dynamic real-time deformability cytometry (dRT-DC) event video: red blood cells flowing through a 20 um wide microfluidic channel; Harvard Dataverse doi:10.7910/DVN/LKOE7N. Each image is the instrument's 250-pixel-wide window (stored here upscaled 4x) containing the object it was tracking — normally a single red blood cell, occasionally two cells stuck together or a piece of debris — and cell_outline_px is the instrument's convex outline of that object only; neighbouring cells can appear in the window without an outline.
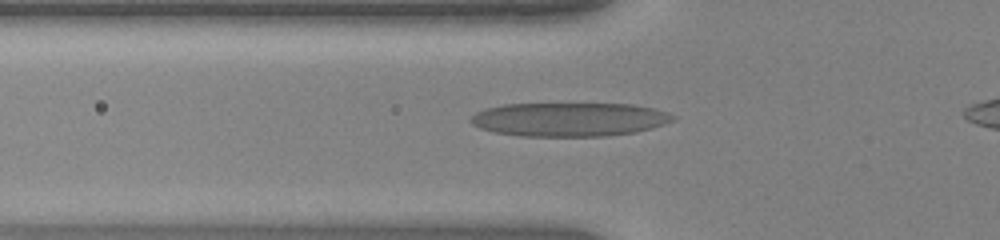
{"species": "human", "species_latin": "Homo sapiens", "temperature_condition": "warm", "stored_images_in_passage": 30, "camera_frame_rate_fps": 3000, "um_per_image_px": 0.085, "donor": {"sex": "female"}, "frame": {"image": 1, "passage_image": 2, "time_ms": 0.333, "image_size_px": [1000, 240], "cell_outline_px": [[676, 120], [652, 128], [636, 132], [608, 136], [520, 136], [492, 132], [480, 128], [472, 124], [468, 120], [476, 112], [488, 108], [504, 104], [632, 104], [652, 108], [668, 112], [676, 116]], "centroid_in_image_um": [48.4, 10.15], "position_along_channel_um": 77.4, "area_um2": 40.0}}
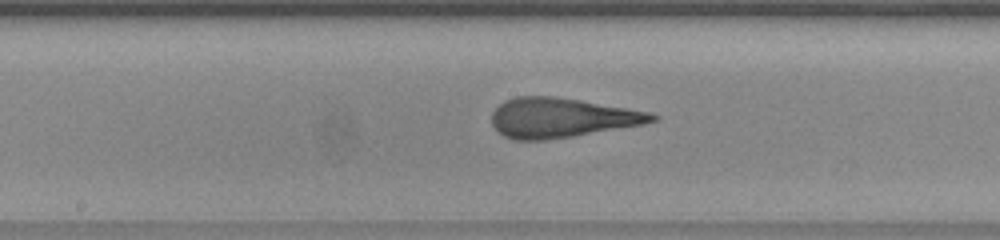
{"frame": {"image": 2, "passage_image": 11, "time_ms": 3.333, "image_size_px": [1000, 240], "cell_outline_px": [[660, 116], [656, 120], [644, 124], [572, 136], [544, 140], [512, 140], [496, 132], [492, 124], [492, 112], [504, 100], [516, 96], [552, 96], [580, 100], [652, 112]], "centroid_in_image_um": [47.7, 10.01], "position_along_channel_um": 200.5, "area_um2": 37.11}}
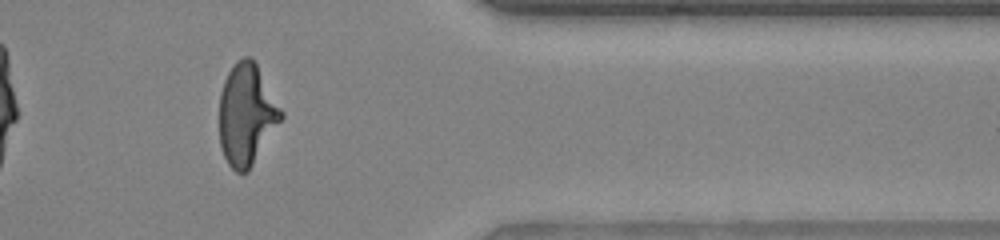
{"frame": {"image": 3, "passage_image": 26, "time_ms": 8.333, "image_size_px": [1000, 240], "cell_outline_px": [[284, 116], [248, 172], [236, 172], [228, 164], [224, 156], [220, 144], [220, 92], [224, 80], [228, 72], [236, 60], [244, 56], [252, 56], [284, 112]], "centroid_in_image_um": [20.96, 9.71], "position_along_channel_um": 390.4, "area_um2": 36.53}}